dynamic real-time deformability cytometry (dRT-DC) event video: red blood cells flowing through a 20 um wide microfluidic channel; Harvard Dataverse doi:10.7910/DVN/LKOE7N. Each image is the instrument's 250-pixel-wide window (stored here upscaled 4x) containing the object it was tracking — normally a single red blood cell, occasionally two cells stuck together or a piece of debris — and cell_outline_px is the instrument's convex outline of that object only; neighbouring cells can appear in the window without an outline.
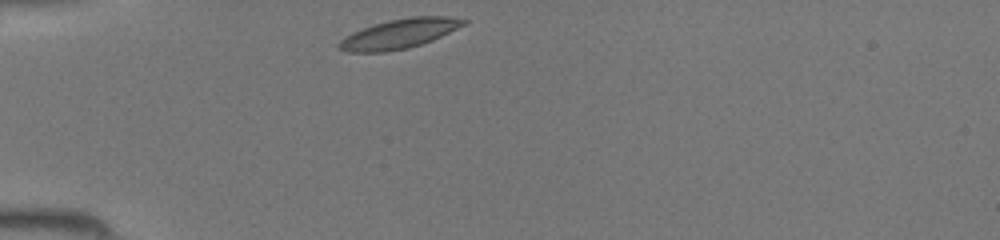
{"species": "common noctule bat (a hibernating species)", "species_latin": "Nyctalus noctula", "temperature_condition": "room temperature", "stored_images_in_passage": 30, "camera_frame_rate_fps": 3000, "um_per_image_px": 0.085, "animal": {"sex": "female", "body_mass_g": 19.5, "forearm_length_mm": 54.1}, "frame": {"image": 1, "passage_image": 1, "time_ms": 0.0, "image_size_px": [1000, 240], "cell_outline_px": [[468, 24], [432, 40], [408, 48], [384, 52], [344, 52], [336, 44], [344, 36], [352, 32], [376, 24], [392, 20], [412, 16], [448, 16], [468, 20]], "centroid_in_image_um": [33.96, 2.87], "position_along_channel_um": 51.0, "area_um2": 21.39}}
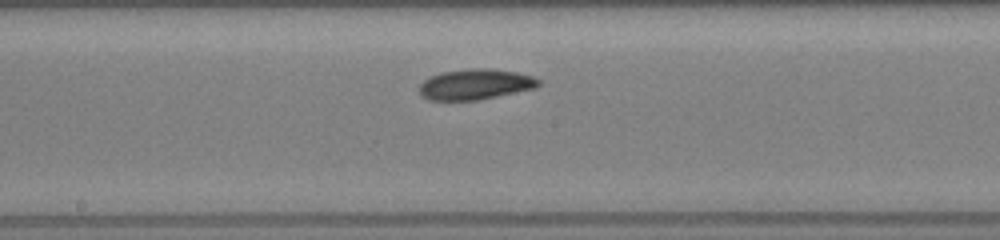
{"frame": {"image": 2, "passage_image": 13, "time_ms": 4.0, "image_size_px": [1000, 240], "cell_outline_px": [[540, 84], [536, 88], [476, 100], [428, 100], [420, 96], [420, 84], [424, 80], [432, 76], [444, 72], [472, 68], [492, 68], [516, 72], [532, 76], [540, 80]], "centroid_in_image_um": [40.41, 7.17], "position_along_channel_um": 207.8, "area_um2": 21.1}}
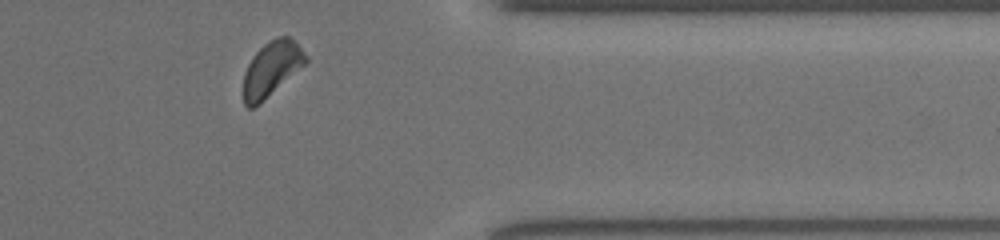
{"frame": {"image": 3, "passage_image": 26, "time_ms": 8.333, "image_size_px": [1000, 240], "cell_outline_px": [[308, 60], [304, 64], [260, 104], [252, 108], [248, 108], [244, 104], [244, 72], [252, 56], [264, 44], [276, 36], [288, 36], [308, 56]], "centroid_in_image_um": [23.05, 5.85], "position_along_channel_um": 388.3, "area_um2": 19.54}}